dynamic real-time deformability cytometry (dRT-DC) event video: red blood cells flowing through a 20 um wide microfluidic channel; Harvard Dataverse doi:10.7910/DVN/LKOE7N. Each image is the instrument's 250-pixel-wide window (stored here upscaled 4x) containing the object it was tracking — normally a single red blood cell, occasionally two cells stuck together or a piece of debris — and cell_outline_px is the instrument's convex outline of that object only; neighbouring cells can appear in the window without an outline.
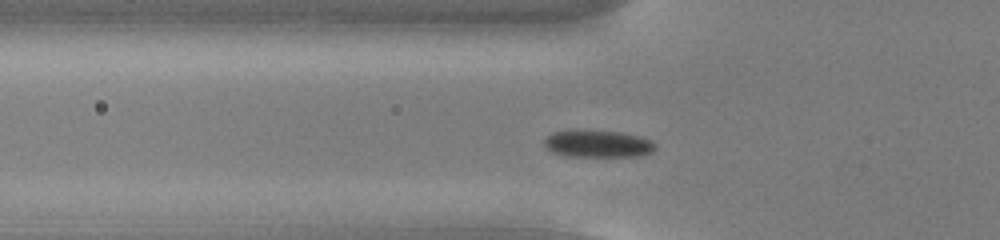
{"species": "common noctule bat (a hibernating species)", "species_latin": "Nyctalus noctula", "temperature_condition": "cold", "stored_images_in_passage": 46, "camera_frame_rate_fps": 3000, "um_per_image_px": 0.085, "animal": {"sex": "male", "body_mass_g": 13.0, "forearm_length_mm": 53.1}, "frame": {"image": 1, "passage_image": 10, "time_ms": 3.0, "image_size_px": [1000, 240], "cell_outline_px": [[656, 148], [652, 152], [644, 156], [564, 156], [552, 152], [544, 144], [544, 140], [552, 132], [620, 132], [640, 136], [652, 140], [656, 144]], "centroid_in_image_um": [50.9, 12.26], "position_along_channel_um": 74.9, "area_um2": 17.17}}
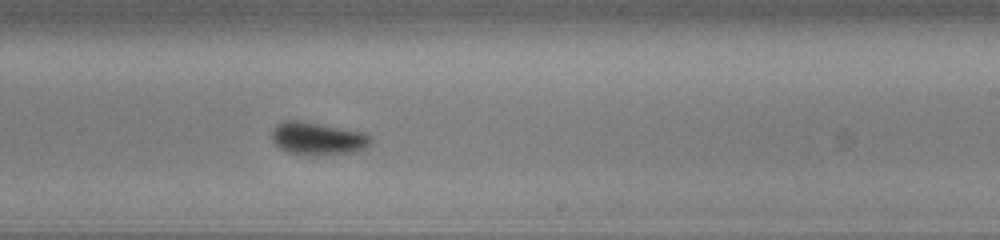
{"frame": {"image": 2, "passage_image": 25, "time_ms": 8.0, "image_size_px": [1000, 240], "cell_outline_px": [[372, 140], [364, 148], [352, 152], [288, 152], [280, 148], [272, 140], [272, 128], [280, 120], [296, 120], [364, 132]], "centroid_in_image_um": [26.94, 11.71], "position_along_channel_um": 262.1, "area_um2": 17.8}}
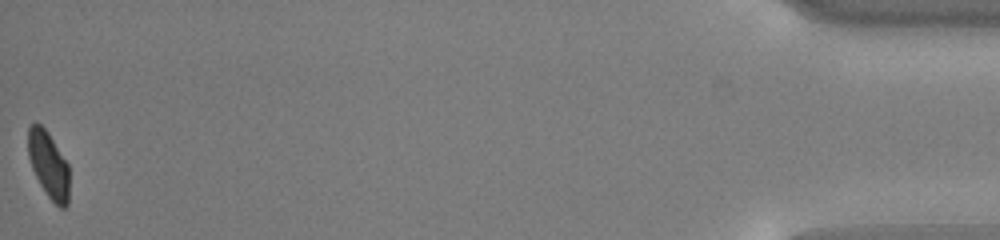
{"frame": {"image": 3, "passage_image": 46, "time_ms": 15.0, "image_size_px": [1000, 240], "cell_outline_px": [[68, 204], [64, 208], [60, 208], [48, 196], [40, 184], [32, 168], [28, 156], [28, 128], [36, 120], [48, 132], [68, 164]], "centroid_in_image_um": [4.11, 13.98], "position_along_channel_um": 431.1, "area_um2": 15.84}, "authors_computed_cell_mechanics": {"area_um2": 17.918, "velocity_mm_per_s": 3.756, "shape_relaxation_time_tau1_ms": 2.4999, "shape_relaxation_time_tau2_ms": null, "deformation_change_tau1": 0.0865, "deformation_change_tau2": null}}